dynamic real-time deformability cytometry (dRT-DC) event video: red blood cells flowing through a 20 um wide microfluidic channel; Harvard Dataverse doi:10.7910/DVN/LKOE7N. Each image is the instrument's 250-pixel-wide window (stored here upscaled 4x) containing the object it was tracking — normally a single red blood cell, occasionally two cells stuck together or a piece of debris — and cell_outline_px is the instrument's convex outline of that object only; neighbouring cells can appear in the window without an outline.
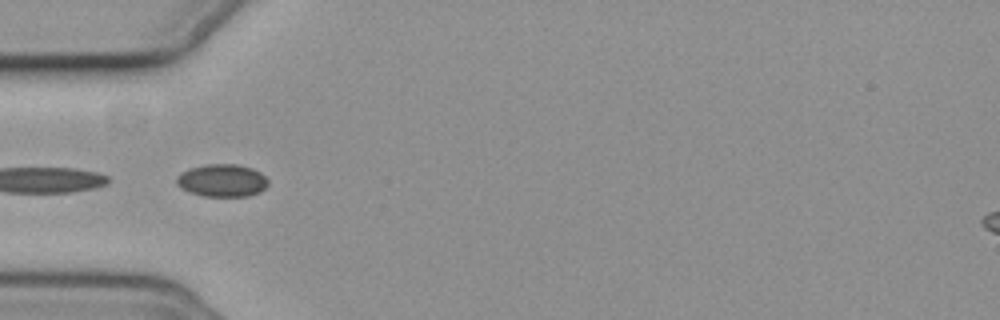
{"species": "common noctule bat (a hibernating species)", "species_latin": "Nyctalus noctula", "temperature_condition": "cold", "stored_images_in_passage": 29, "camera_frame_rate_fps": 3000, "um_per_image_px": 0.085, "animal": {"sex": "female", "body_mass_g": 19.3, "forearm_length_mm": 54.1}, "frame": {"image": 1, "passage_image": 18, "time_ms": 5.667, "image_size_px": [1000, 320], "cell_outline_px": [[268, 184], [260, 192], [248, 196], [204, 196], [180, 188], [176, 184], [176, 176], [180, 172], [188, 168], [208, 164], [236, 164], [252, 168], [260, 172], [268, 180]], "centroid_in_image_um": [18.86, 15.33], "position_along_channel_um": 66.1, "area_um2": 17.46}}